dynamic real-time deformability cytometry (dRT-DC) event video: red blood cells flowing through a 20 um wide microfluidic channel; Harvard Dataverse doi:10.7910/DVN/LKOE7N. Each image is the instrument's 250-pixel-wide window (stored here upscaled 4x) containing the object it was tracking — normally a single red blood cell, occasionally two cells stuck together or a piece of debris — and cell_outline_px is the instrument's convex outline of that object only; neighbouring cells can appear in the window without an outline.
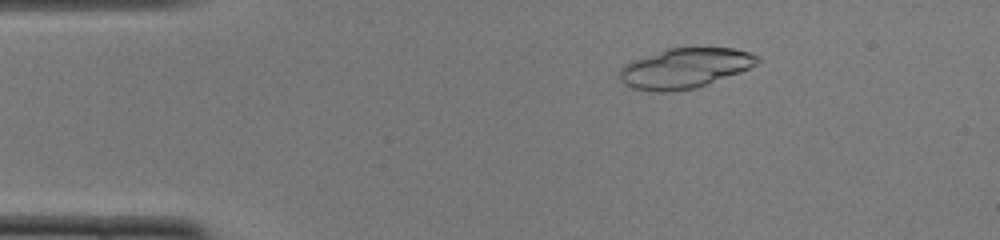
{"species": "common noctule bat (a hibernating species)", "species_latin": "Nyctalus noctula", "temperature_condition": "cold", "stored_images_in_passage": 49, "segment_of_instrument_passage": [1, 2], "camera_frame_rate_fps": 3000, "um_per_image_px": 0.085, "animal": {"sex": "female", "body_mass_g": 22.0, "forearm_length_mm": 56.7}, "frame": {"image": 1, "passage_image": 8, "time_ms": 2.333, "image_size_px": [1000, 240], "cell_outline_px": [[760, 60], [756, 64], [740, 72], [696, 88], [664, 92], [656, 92], [632, 88], [624, 84], [620, 80], [620, 68], [624, 64], [632, 60], [668, 48], [732, 48], [748, 52], [760, 56]], "centroid_in_image_um": [58.19, 5.8], "position_along_channel_um": 26.8, "area_um2": 31.96}}